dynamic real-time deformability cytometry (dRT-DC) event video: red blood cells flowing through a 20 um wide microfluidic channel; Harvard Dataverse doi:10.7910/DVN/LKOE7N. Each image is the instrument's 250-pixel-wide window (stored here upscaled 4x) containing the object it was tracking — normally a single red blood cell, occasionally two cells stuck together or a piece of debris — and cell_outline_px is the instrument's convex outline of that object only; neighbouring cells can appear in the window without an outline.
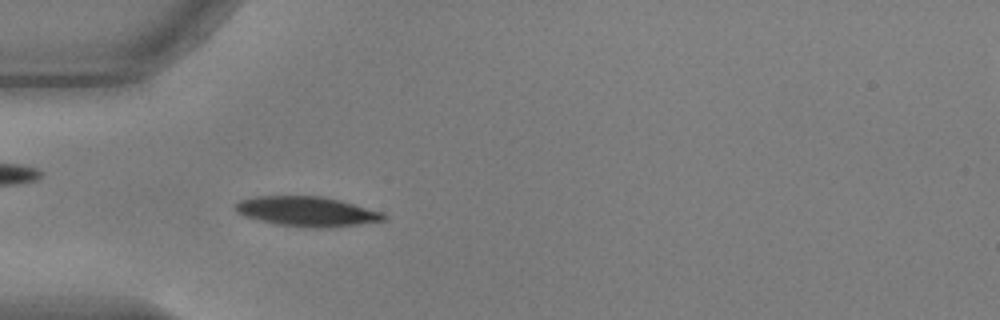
{"species": "common noctule bat (a hibernating species)", "species_latin": "Nyctalus noctula", "temperature_condition": "warm", "stored_images_in_passage": 54, "camera_frame_rate_fps": 3000, "um_per_image_px": 0.085, "animal": {"sex": "male", "body_mass_g": 17.9, "forearm_length_mm": 54.2}, "frame": {"image": 1, "passage_image": 16, "time_ms": 5.0, "image_size_px": [1000, 320], "cell_outline_px": [[388, 216], [384, 220], [360, 224], [328, 228], [300, 228], [276, 224], [244, 216], [236, 212], [232, 208], [240, 200], [256, 196], [324, 196], [340, 200], [384, 212]], "centroid_in_image_um": [26.1, 17.98], "position_along_channel_um": 58.9, "area_um2": 26.13}}
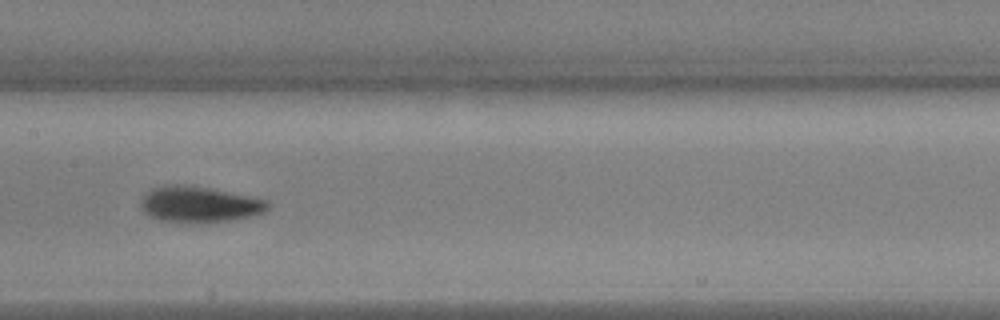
{"frame": {"image": 2, "passage_image": 27, "time_ms": 8.667, "image_size_px": [1000, 320], "cell_outline_px": [[272, 204], [264, 212], [232, 220], [160, 220], [144, 212], [140, 208], [140, 200], [152, 188], [164, 184], [192, 184], [252, 196], [268, 200]], "centroid_in_image_um": [16.96, 17.3], "position_along_channel_um": 190.4, "area_um2": 26.18}}
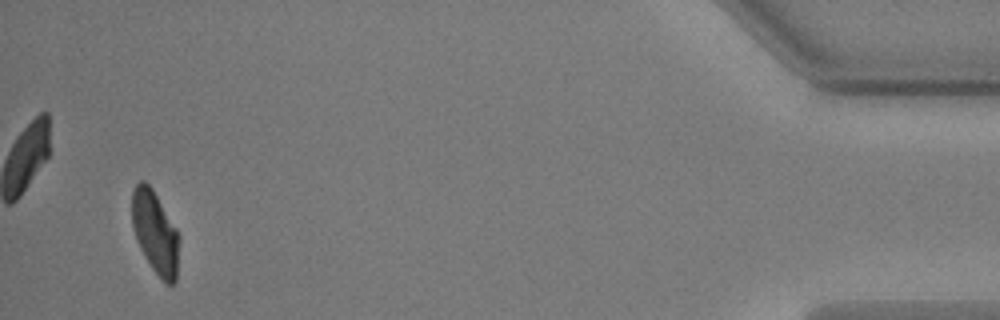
{"frame": {"image": 3, "passage_image": 52, "time_ms": 17.0, "image_size_px": [1000, 320], "cell_outline_px": [[180, 236], [176, 280], [172, 284], [168, 284], [152, 268], [144, 256], [136, 240], [132, 224], [132, 192], [136, 184], [140, 180], [144, 180], [152, 188], [176, 228]], "centroid_in_image_um": [13.19, 19.73], "position_along_channel_um": 422.0, "area_um2": 22.6}, "authors_computed_cell_mechanics": {"area_um2": 24.9696, "velocity_mm_per_s": 3.6831, "shape_relaxation_time_tau1_ms": 3.1885, "shape_relaxation_time_tau2_ms": 1.8456, "deformation_change_tau1": 0.1624, "deformation_change_tau2": 0.0464}}